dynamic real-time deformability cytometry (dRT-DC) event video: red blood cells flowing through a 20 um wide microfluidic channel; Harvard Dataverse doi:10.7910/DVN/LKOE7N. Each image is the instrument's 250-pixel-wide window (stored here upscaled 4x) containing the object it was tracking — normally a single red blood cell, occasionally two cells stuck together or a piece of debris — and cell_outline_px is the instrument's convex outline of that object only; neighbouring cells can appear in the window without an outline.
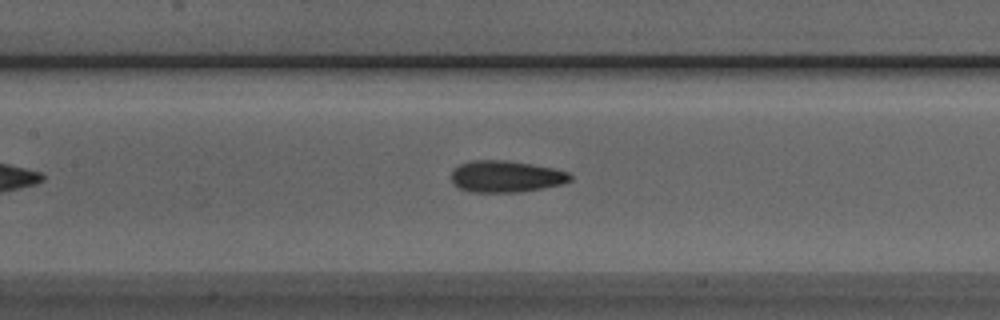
{"species": "Egyptian fruit bat (a non-hibernating species)", "species_latin": "Rousettus aegyptiacus", "temperature_condition": "room temperature", "stored_images_in_passage": 46, "camera_frame_rate_fps": 3000, "um_per_image_px": 0.085, "animal": {"sex": "male"}, "frame": {"image": 1, "passage_image": 16, "time_ms": 5.0, "image_size_px": [1000, 320], "cell_outline_px": [[572, 180], [564, 184], [544, 188], [520, 192], [472, 192], [460, 188], [452, 184], [452, 168], [460, 164], [472, 160], [508, 160], [532, 164], [552, 168], [568, 172], [572, 176]], "centroid_in_image_um": [43.01, 15.0], "position_along_channel_um": 164.4, "area_um2": 22.14}}
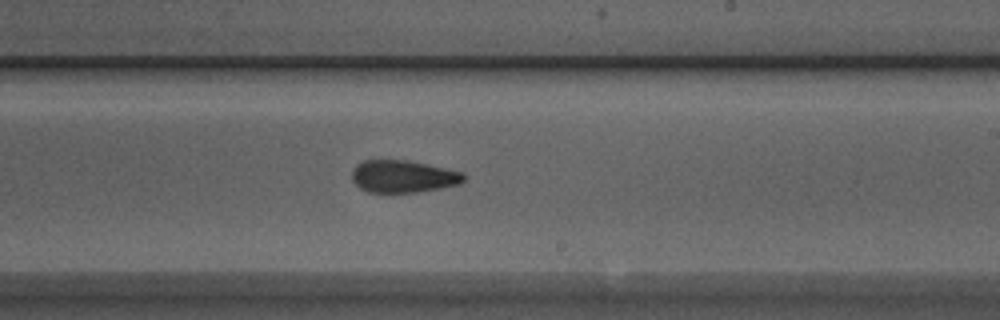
{"frame": {"image": 2, "passage_image": 23, "time_ms": 7.333, "image_size_px": [1000, 320], "cell_outline_px": [[464, 180], [460, 184], [440, 188], [416, 192], [388, 196], [368, 192], [360, 188], [352, 180], [352, 168], [356, 164], [364, 160], [408, 160], [428, 164], [464, 172]], "centroid_in_image_um": [34.22, 15.03], "position_along_channel_um": 254.8, "area_um2": 21.85}}
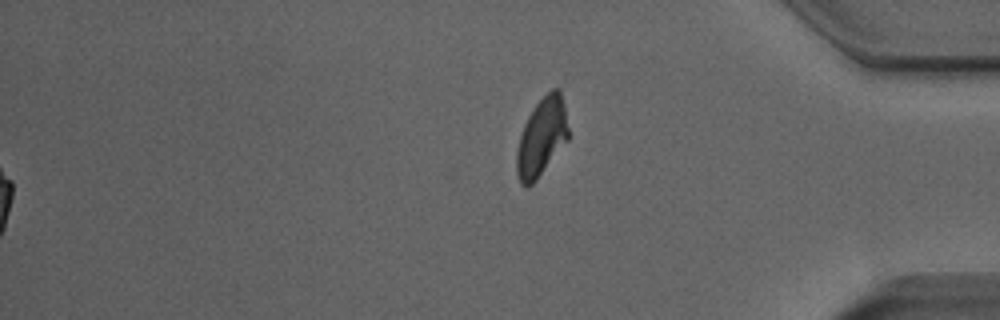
{"frame": {"image": 3, "passage_image": 46, "time_ms": 15.0, "image_size_px": [1000, 320], "cell_outline_px": [[568, 140], [536, 180], [532, 184], [520, 184], [516, 172], [516, 152], [520, 136], [524, 124], [528, 116], [536, 104], [552, 88], [560, 88], [564, 104], [568, 128]], "centroid_in_image_um": [46.04, 11.64], "position_along_channel_um": 389.2, "area_um2": 23.29}, "authors_computed_cell_mechanics": {"area_um2": 21.5305, "velocity_mm_per_s": 3.8849, "shape_relaxation_time_tau1_ms": 8.3787, "shape_relaxation_time_tau2_ms": 2.3155, "deformation_change_tau1": 0.1929, "deformation_change_tau2": 0.097}}